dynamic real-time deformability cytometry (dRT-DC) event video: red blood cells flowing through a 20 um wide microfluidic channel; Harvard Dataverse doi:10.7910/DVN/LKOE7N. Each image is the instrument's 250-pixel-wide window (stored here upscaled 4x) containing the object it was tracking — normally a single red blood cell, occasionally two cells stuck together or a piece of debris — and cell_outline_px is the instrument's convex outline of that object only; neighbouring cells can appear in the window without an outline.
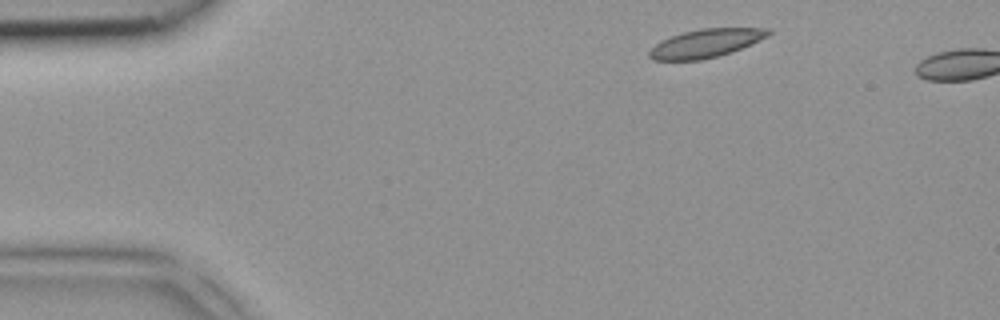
{"species": "common noctule bat (a hibernating species)", "species_latin": "Nyctalus noctula", "temperature_condition": "room temperature", "stored_images_in_passage": 2, "camera_frame_rate_fps": 3000, "um_per_image_px": 0.085, "animal": {"sex": "female", "body_mass_g": 18.4}, "frame": {"image": 1, "passage_image": 1, "time_ms": 0.0, "image_size_px": [1000, 320], "cell_outline_px": [[772, 32], [768, 36], [752, 44], [732, 52], [700, 60], [652, 60], [648, 56], [648, 52], [660, 40], [684, 32], [700, 28], [768, 28]], "centroid_in_image_um": [60.0, 3.67], "position_along_channel_um": 25.0, "area_um2": 19.65}}